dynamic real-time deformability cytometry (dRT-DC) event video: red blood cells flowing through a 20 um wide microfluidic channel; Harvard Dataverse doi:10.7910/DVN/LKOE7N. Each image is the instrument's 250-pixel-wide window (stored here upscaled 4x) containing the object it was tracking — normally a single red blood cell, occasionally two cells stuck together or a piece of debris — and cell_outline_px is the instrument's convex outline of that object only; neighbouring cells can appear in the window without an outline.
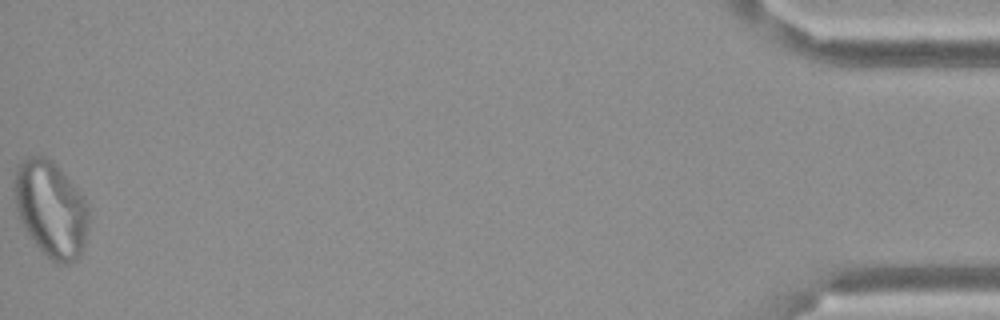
{"species": "Egyptian fruit bat (a non-hibernating species)", "species_latin": "Rousettus aegyptiacus", "temperature_condition": "cold", "stored_images_in_passage": 44, "camera_frame_rate_fps": 3000, "um_per_image_px": 0.085, "frame": {"image": 1, "passage_image": 44, "time_ms": 14.333, "image_size_px": [1000, 320], "cell_outline_px": [[88, 232], [80, 256], [76, 260], [64, 264], [56, 264], [36, 244], [24, 228], [20, 220], [16, 208], [12, 188], [12, 184], [16, 164], [28, 156], [44, 156], [52, 160], [56, 164], [84, 196], [88, 208]], "centroid_in_image_um": [4.31, 17.73], "position_along_channel_um": 430.9, "area_um2": 42.08}}